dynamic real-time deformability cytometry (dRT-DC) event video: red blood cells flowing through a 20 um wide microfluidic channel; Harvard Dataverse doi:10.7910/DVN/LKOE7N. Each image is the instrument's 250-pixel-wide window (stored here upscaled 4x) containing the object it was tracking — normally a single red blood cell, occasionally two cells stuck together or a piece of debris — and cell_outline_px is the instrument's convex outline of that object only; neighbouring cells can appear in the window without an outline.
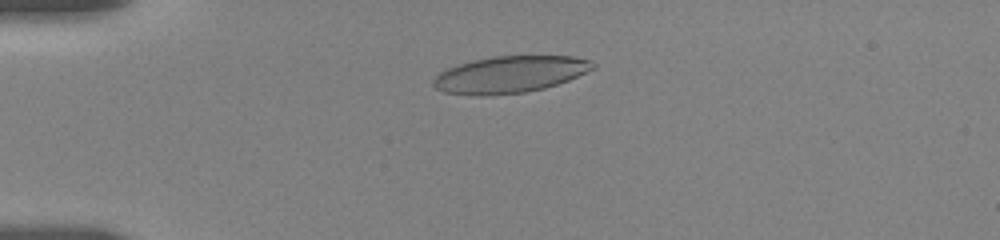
{"species": "human", "species_latin": "Homo sapiens", "temperature_condition": "room temperature", "stored_images_in_passage": 66, "camera_frame_rate_fps": 3000, "um_per_image_px": 0.085, "donor": {"sex": "female"}, "frame": {"image": 1, "passage_image": 16, "time_ms": 4.0, "image_size_px": [1000, 240], "cell_outline_px": [[596, 68], [568, 80], [544, 88], [524, 92], [484, 96], [476, 96], [444, 92], [436, 88], [432, 84], [432, 80], [440, 72], [448, 68], [472, 60], [492, 56], [572, 56], [592, 60], [596, 64]], "centroid_in_image_um": [43.35, 6.32], "position_along_channel_um": 41.7, "area_um2": 34.22}}
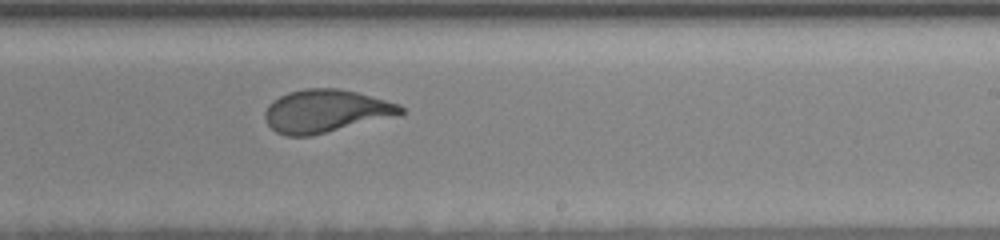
{"frame": {"image": 2, "passage_image": 40, "time_ms": 11.0, "image_size_px": [1000, 240], "cell_outline_px": [[404, 112], [400, 116], [312, 136], [284, 136], [276, 132], [268, 124], [264, 116], [264, 112], [268, 104], [272, 100], [288, 92], [304, 88], [340, 88], [356, 92], [400, 104], [404, 108]], "centroid_in_image_um": [27.71, 9.45], "position_along_channel_um": 261.3, "area_um2": 34.45}}
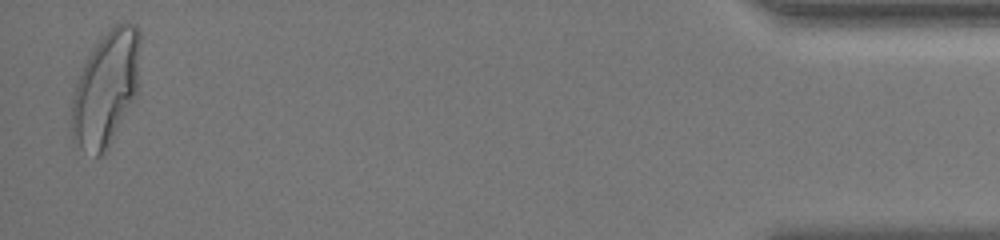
{"frame": {"image": 3, "passage_image": 65, "time_ms": 17.667, "image_size_px": [1000, 240], "cell_outline_px": [[140, 44], [136, 96], [104, 152], [100, 156], [96, 156], [72, 140], [72, 100], [76, 84], [80, 72], [88, 56], [96, 44], [116, 24], [124, 20], [136, 24], [140, 28]], "centroid_in_image_um": [9.02, 7.45], "position_along_channel_um": 426.2, "area_um2": 44.97}, "authors_computed_cell_mechanics": {"area_um2": 34.6222, "velocity_mm_per_s": 3.6207, "shape_relaxation_time_tau1_ms": 4.5837, "shape_relaxation_time_tau2_ms": 0.7858, "deformation_change_tau1": 0.2031, "deformation_change_tau2": 0.0789}}